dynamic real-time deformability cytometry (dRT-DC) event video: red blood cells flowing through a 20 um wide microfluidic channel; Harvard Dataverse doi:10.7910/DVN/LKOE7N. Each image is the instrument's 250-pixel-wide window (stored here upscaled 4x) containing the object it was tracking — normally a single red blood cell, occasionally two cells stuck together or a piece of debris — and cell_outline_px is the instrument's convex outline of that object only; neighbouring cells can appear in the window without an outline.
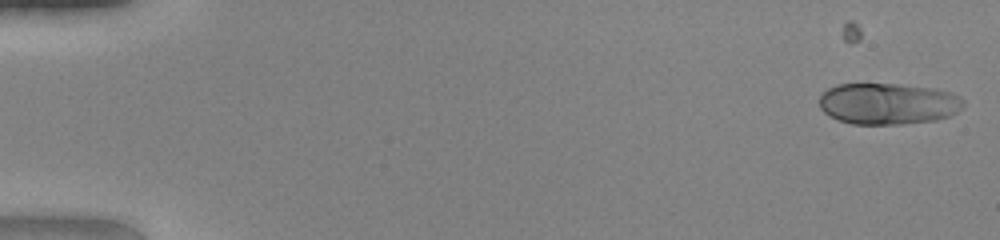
{"species": "human", "species_latin": "Homo sapiens", "temperature_condition": "warm", "stored_images_in_passage": 50, "camera_frame_rate_fps": 3000, "um_per_image_px": 0.085, "donor": {"sex": "female"}, "frame": {"image": 1, "passage_image": 1, "time_ms": 0.0, "image_size_px": [1000, 240], "cell_outline_px": [[964, 104], [956, 112], [948, 116], [932, 120], [892, 124], [852, 124], [840, 120], [824, 112], [820, 108], [820, 96], [828, 88], [840, 84], [892, 84], [948, 92], [964, 100]], "centroid_in_image_um": [75.41, 8.82], "position_along_channel_um": 9.6, "area_um2": 33.7}}
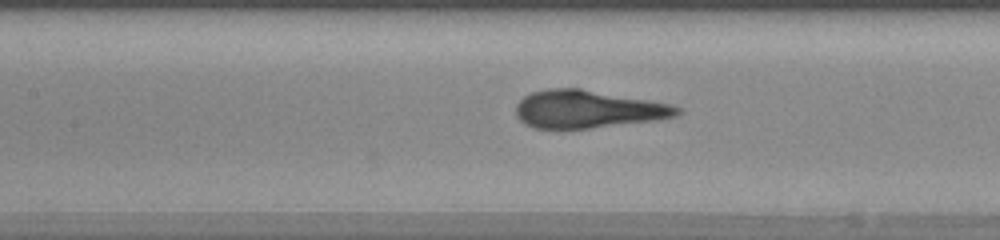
{"frame": {"image": 2, "passage_image": 23, "time_ms": 7.333, "image_size_px": [1000, 240], "cell_outline_px": [[680, 112], [676, 116], [656, 120], [588, 128], [532, 128], [524, 124], [516, 116], [516, 104], [524, 96], [532, 92], [548, 88], [580, 88], [672, 104], [680, 108]], "centroid_in_image_um": [49.93, 9.27], "position_along_channel_um": 157.5, "area_um2": 35.37}}
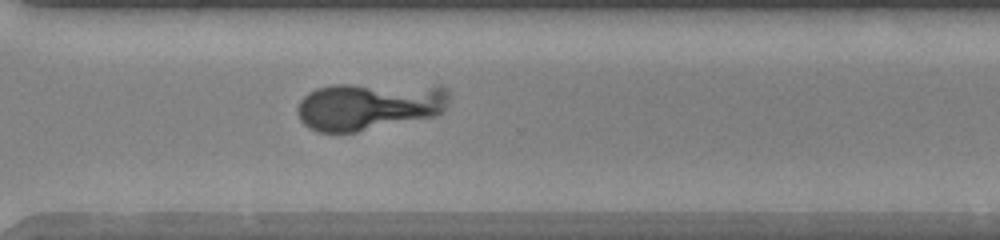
{"frame": {"image": 3, "passage_image": 36, "time_ms": 11.667, "image_size_px": [1000, 240], "cell_outline_px": [[448, 100], [444, 108], [436, 116], [356, 132], [316, 132], [308, 128], [300, 120], [296, 112], [296, 108], [300, 100], [308, 92], [316, 88], [332, 84], [440, 84], [448, 92]], "centroid_in_image_um": [31.36, 9.0], "position_along_channel_um": 339.2, "area_um2": 43.0}}